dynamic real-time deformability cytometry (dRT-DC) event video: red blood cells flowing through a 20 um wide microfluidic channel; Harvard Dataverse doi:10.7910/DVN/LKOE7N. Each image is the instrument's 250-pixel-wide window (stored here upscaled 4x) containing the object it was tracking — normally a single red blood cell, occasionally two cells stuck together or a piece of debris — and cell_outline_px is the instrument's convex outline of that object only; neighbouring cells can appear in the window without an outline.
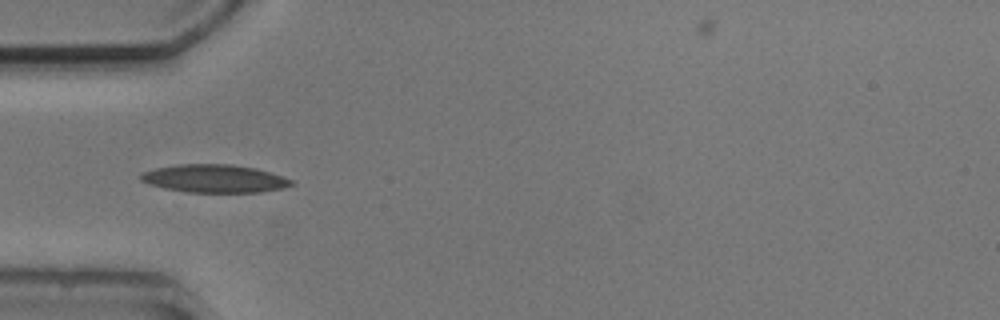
{"species": "common noctule bat (a hibernating species)", "species_latin": "Nyctalus noctula", "temperature_condition": "cold", "stored_images_in_passage": 3, "camera_frame_rate_fps": 3000, "um_per_image_px": 0.085, "animal": {"sex": "male", "body_mass_g": 20.5, "forearm_length_mm": 52.5}, "frame": {"image": 1, "passage_image": 3, "time_ms": 2.333, "image_size_px": [1000, 320], "cell_outline_px": [[296, 184], [280, 188], [260, 192], [188, 192], [164, 188], [148, 184], [140, 180], [140, 172], [156, 168], [180, 164], [228, 164], [256, 168], [292, 180]], "centroid_in_image_um": [18.18, 15.18], "position_along_channel_um": 66.8, "area_um2": 24.39}}